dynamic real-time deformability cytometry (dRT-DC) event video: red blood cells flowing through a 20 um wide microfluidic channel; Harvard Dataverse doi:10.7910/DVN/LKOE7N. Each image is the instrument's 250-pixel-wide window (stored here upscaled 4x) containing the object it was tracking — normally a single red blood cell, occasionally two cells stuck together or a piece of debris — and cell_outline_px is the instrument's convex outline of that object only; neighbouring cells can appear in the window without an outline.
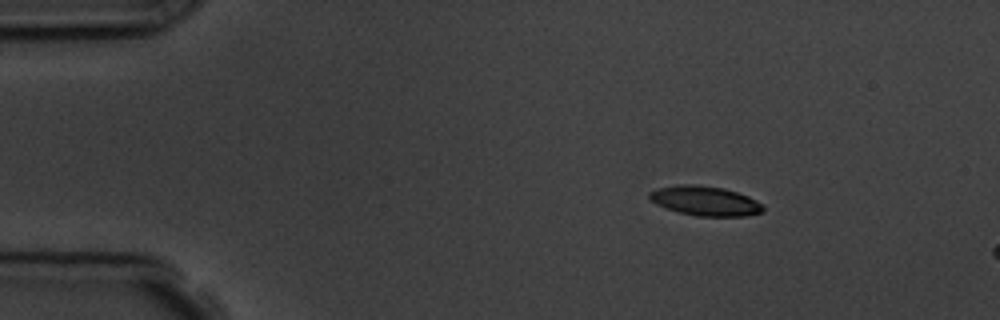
{"species": "common noctule bat (a hibernating species)", "species_latin": "Nyctalus noctula", "temperature_condition": "room temperature", "stored_images_in_passage": 3, "camera_frame_rate_fps": 3000, "um_per_image_px": 0.085, "animal": {"sex": "male", "body_mass_g": 19.5, "forearm_length_mm": 54.6}, "frame": {"image": 1, "passage_image": 1, "time_ms": 0.0, "image_size_px": [1000, 320], "cell_outline_px": [[764, 212], [748, 216], [696, 216], [664, 208], [656, 204], [648, 196], [648, 192], [660, 188], [680, 184], [696, 184], [724, 188], [748, 196], [756, 200], [764, 208]], "centroid_in_image_um": [59.94, 17.08], "position_along_channel_um": 25.1, "area_um2": 19.59}}